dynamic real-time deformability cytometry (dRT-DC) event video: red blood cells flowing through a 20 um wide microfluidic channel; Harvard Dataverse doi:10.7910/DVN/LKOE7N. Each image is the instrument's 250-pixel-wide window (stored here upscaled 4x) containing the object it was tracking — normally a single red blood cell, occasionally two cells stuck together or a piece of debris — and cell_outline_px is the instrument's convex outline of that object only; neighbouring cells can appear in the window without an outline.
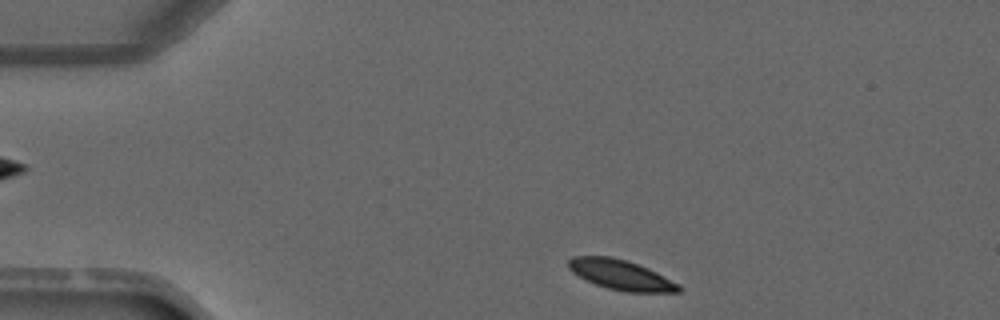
{"species": "common noctule bat (a hibernating species)", "species_latin": "Nyctalus noctula", "temperature_condition": "warm", "stored_images_in_passage": 5, "segment_of_instrument_passage": [2, 2], "camera_frame_rate_fps": 3000, "um_per_image_px": 0.085, "animal": {"sex": "male", "forearm_length_mm": 52.5}, "frame": {"image": 1, "passage_image": 5, "time_ms": 4.667, "image_size_px": [1000, 320], "cell_outline_px": [[684, 288], [680, 292], [624, 292], [608, 288], [596, 284], [572, 272], [568, 268], [568, 260], [572, 256], [612, 256], [628, 260], [648, 268], [680, 284]], "centroid_in_image_um": [52.81, 23.36], "position_along_channel_um": 32.2, "area_um2": 19.36}}